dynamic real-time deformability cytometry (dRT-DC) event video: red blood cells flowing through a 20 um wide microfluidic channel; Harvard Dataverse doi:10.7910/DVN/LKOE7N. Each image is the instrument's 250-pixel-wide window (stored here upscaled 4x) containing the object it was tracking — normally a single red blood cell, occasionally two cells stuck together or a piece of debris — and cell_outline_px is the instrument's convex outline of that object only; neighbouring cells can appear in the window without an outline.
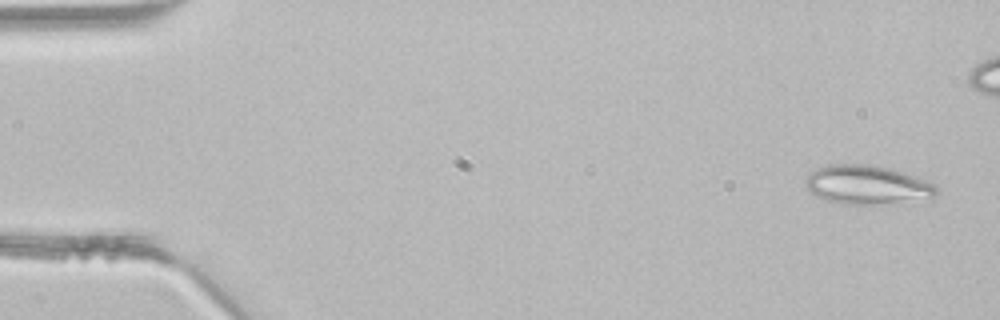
{"species": "common noctule bat (a hibernating species)", "species_latin": "Nyctalus noctula", "temperature_condition": "room temperature", "stored_images_in_passage": 4, "camera_frame_rate_fps": 3000, "um_per_image_px": 0.085, "animal": {"sex": "male", "body_mass_g": 21.5, "forearm_length_mm": 52.0}, "frame": {"image": 1, "passage_image": 1, "time_ms": 0.0, "image_size_px": [1000, 320], "cell_outline_px": [[940, 188], [936, 196], [932, 200], [872, 204], [844, 204], [828, 200], [812, 192], [804, 184], [804, 180], [816, 168], [828, 164], [868, 164], [888, 168], [904, 172], [916, 176], [936, 184]], "centroid_in_image_um": [73.81, 15.71], "position_along_channel_um": 11.2, "area_um2": 30.0}}